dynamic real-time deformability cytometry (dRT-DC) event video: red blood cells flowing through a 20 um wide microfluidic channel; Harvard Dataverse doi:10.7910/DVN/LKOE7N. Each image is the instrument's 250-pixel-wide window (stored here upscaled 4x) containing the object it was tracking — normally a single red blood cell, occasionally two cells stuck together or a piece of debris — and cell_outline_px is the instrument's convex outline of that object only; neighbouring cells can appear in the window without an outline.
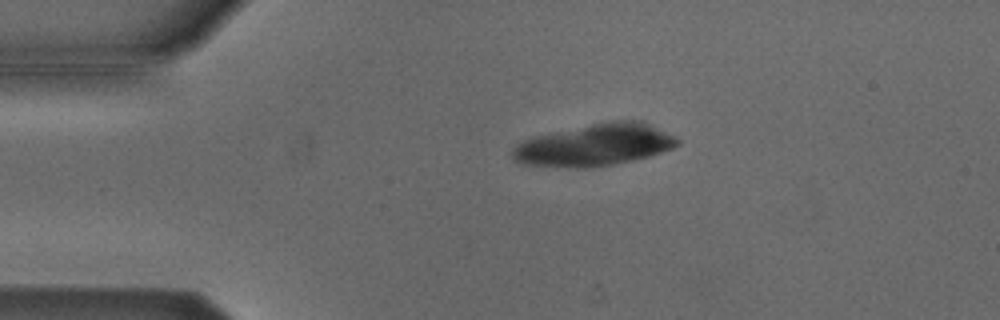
{"species": "Egyptian fruit bat (a non-hibernating species)", "species_latin": "Rousettus aegyptiacus", "temperature_condition": "cold", "stored_images_in_passage": 18, "camera_frame_rate_fps": 3000, "um_per_image_px": 0.085, "animal": {"sex": "male"}, "frame": {"image": 1, "passage_image": 1, "time_ms": 0.0, "image_size_px": [1000, 320], "cell_outline_px": [[680, 144], [672, 148], [648, 156], [632, 160], [612, 164], [584, 168], [576, 168], [524, 164], [516, 160], [512, 156], [512, 148], [516, 144], [532, 136], [608, 120], [644, 120], [680, 140]], "centroid_in_image_um": [50.54, 12.3], "position_along_channel_um": 34.5, "area_um2": 40.34}}